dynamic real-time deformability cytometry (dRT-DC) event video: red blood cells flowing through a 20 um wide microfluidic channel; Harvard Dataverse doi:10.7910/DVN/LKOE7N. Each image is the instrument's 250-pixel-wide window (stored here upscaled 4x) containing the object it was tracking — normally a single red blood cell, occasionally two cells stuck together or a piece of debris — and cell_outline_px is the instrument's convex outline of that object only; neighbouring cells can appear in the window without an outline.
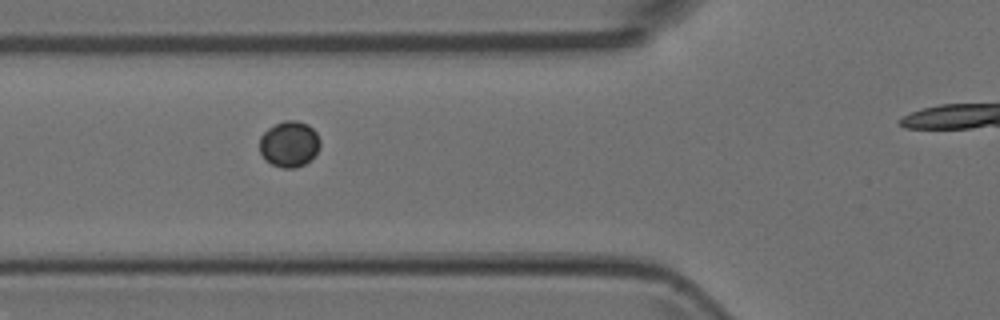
{"species": "Egyptian fruit bat (a non-hibernating species)", "species_latin": "Rousettus aegyptiacus", "temperature_condition": "room temperature", "stored_images_in_passage": 5, "camera_frame_rate_fps": 3000, "um_per_image_px": 0.085, "animal": {"sex": "female"}, "frame": {"image": 1, "passage_image": 2, "time_ms": 0.333, "image_size_px": [1000, 320], "cell_outline_px": [[320, 144], [316, 152], [304, 164], [296, 168], [284, 168], [272, 164], [264, 160], [260, 152], [260, 136], [268, 128], [284, 120], [296, 120], [308, 124], [316, 132], [320, 140]], "centroid_in_image_um": [24.57, 12.23], "position_along_channel_um": 101.2, "area_um2": 16.13}}
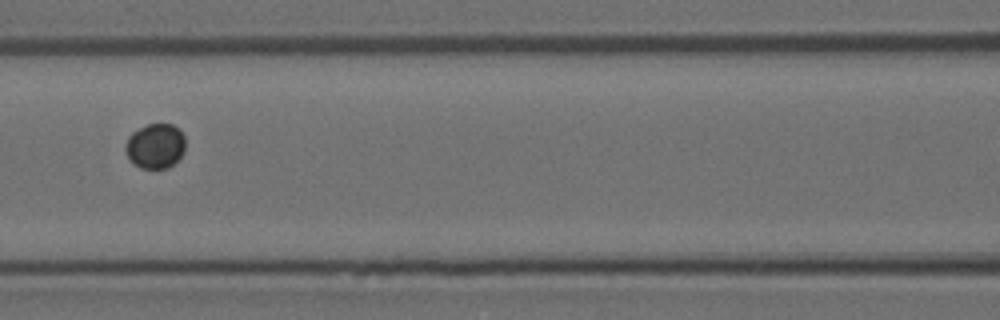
{"frame": {"image": 2, "passage_image": 3, "time_ms": 0.667, "image_size_px": [1000, 320], "cell_outline_px": [[184, 152], [168, 168], [140, 168], [128, 156], [124, 148], [124, 144], [128, 136], [132, 132], [148, 124], [172, 124], [184, 136]], "centroid_in_image_um": [13.18, 12.4], "position_along_channel_um": 153.4, "area_um2": 15.43}}
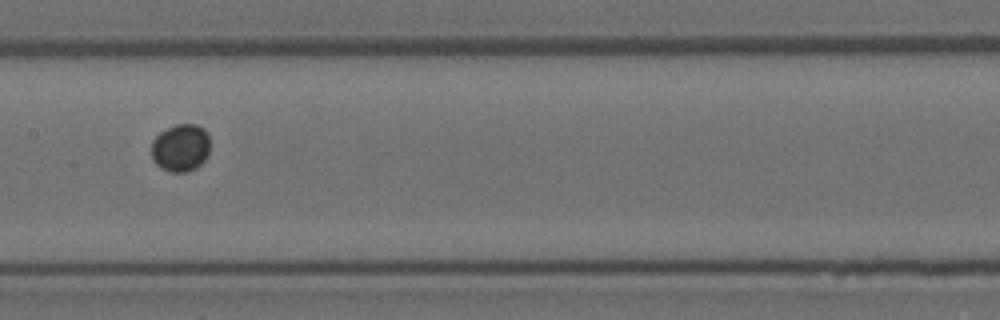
{"frame": {"image": 3, "passage_image": 4, "time_ms": 1.0, "image_size_px": [1000, 320], "cell_outline_px": [[208, 152], [204, 160], [196, 168], [188, 172], [172, 172], [160, 168], [152, 160], [152, 140], [160, 132], [176, 124], [196, 124], [208, 132]], "centroid_in_image_um": [15.33, 12.57], "position_along_channel_um": 192.1, "area_um2": 16.24}}